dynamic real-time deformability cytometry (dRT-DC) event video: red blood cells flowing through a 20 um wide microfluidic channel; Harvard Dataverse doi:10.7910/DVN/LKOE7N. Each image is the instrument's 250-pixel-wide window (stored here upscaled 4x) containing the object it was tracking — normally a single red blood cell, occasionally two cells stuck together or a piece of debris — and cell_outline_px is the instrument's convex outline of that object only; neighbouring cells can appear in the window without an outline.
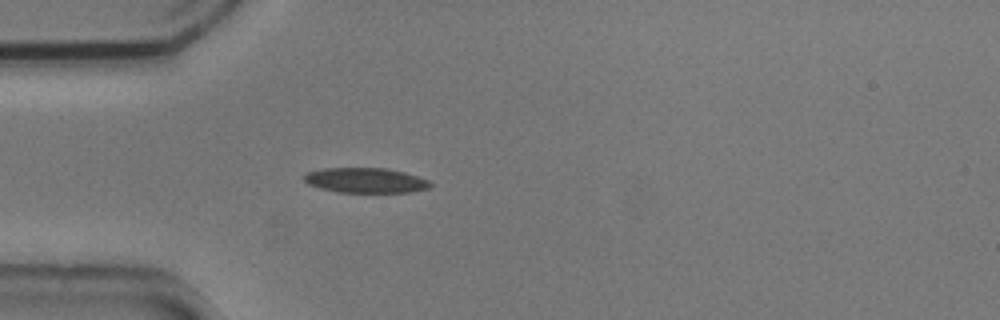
{"species": "common noctule bat (a hibernating species)", "species_latin": "Nyctalus noctula", "temperature_condition": "cold", "stored_images_in_passage": 5, "camera_frame_rate_fps": 3000, "um_per_image_px": 0.085, "animal": {"sex": "male", "body_mass_g": 20.5, "forearm_length_mm": 52.5}, "frame": {"image": 1, "passage_image": 5, "time_ms": 1.333, "image_size_px": [1000, 320], "cell_outline_px": [[432, 184], [428, 188], [412, 192], [340, 192], [320, 188], [308, 184], [304, 180], [304, 172], [324, 168], [388, 168], [404, 172], [428, 180]], "centroid_in_image_um": [31.05, 15.32], "position_along_channel_um": 54.0, "area_um2": 18.38}}